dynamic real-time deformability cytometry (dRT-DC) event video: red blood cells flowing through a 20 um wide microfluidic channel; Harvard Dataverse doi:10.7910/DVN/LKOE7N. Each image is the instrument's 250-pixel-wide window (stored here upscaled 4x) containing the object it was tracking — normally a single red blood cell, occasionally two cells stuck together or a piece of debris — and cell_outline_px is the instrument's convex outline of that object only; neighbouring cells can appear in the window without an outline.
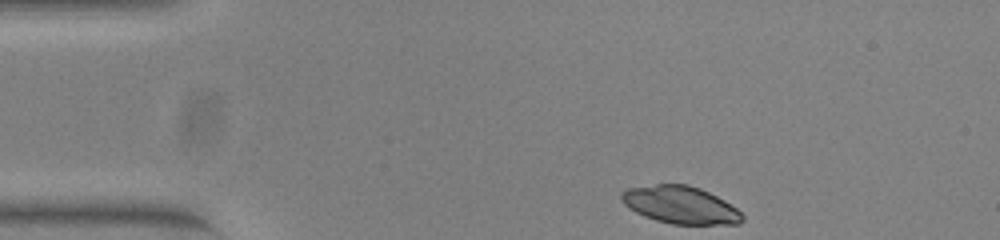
{"species": "common noctule bat (a hibernating species)", "species_latin": "Nyctalus noctula", "temperature_condition": "warm", "stored_images_in_passage": 37, "camera_frame_rate_fps": 3000, "um_per_image_px": 0.085, "animal": {"sex": "female", "body_mass_g": 23.0, "forearm_length_mm": 53.4}, "frame": {"image": 1, "passage_image": 1, "time_ms": 0.0, "image_size_px": [1000, 240], "cell_outline_px": [[744, 220], [740, 224], [672, 224], [656, 220], [644, 216], [628, 208], [620, 200], [620, 192], [628, 188], [656, 184], [688, 184], [700, 188], [724, 200], [736, 208], [744, 216]], "centroid_in_image_um": [57.82, 17.42], "position_along_channel_um": 27.2, "area_um2": 26.47}}
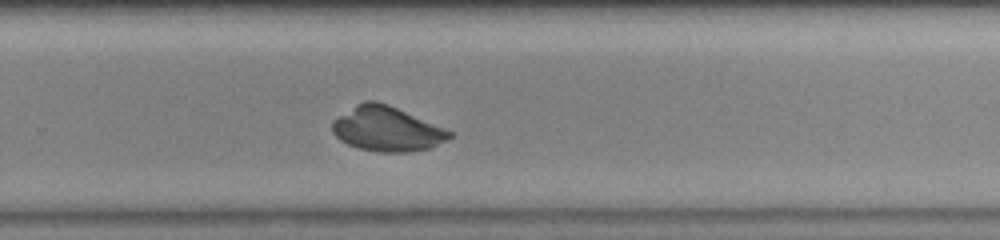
{"frame": {"image": 2, "passage_image": 27, "time_ms": 8.667, "image_size_px": [1000, 240], "cell_outline_px": [[452, 136], [448, 140], [432, 148], [408, 152], [376, 152], [360, 148], [348, 144], [340, 140], [332, 132], [332, 120], [356, 104], [364, 100], [376, 100], [388, 104], [444, 128], [452, 132]], "centroid_in_image_um": [32.87, 10.96], "position_along_channel_um": 296.9, "area_um2": 30.58}}
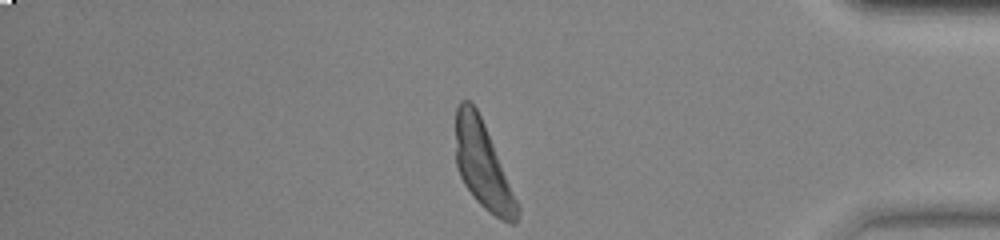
{"frame": {"image": 3, "passage_image": 37, "time_ms": 12.0, "image_size_px": [1000, 240], "cell_outline_px": [[520, 208], [516, 224], [508, 224], [500, 220], [484, 208], [472, 196], [464, 184], [456, 168], [456, 108], [460, 100], [468, 100], [476, 108], [484, 124]], "centroid_in_image_um": [41.02, 14.09], "position_along_channel_um": 394.2, "area_um2": 30.75}}